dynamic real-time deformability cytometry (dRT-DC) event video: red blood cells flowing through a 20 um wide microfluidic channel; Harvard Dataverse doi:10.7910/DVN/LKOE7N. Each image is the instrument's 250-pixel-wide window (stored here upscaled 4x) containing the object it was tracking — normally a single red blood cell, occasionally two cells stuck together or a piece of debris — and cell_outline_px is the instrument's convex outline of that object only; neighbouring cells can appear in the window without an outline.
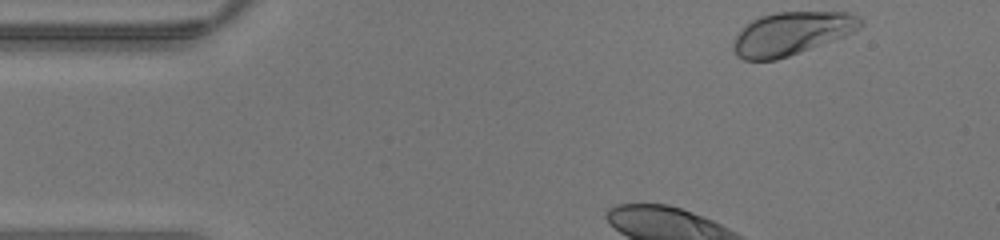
{"species": "human", "species_latin": "Homo sapiens", "temperature_condition": "warm", "stored_images_in_passage": 28, "camera_frame_rate_fps": 3000, "um_per_image_px": 0.085, "donor": {"sex": "male"}, "frame": {"image": 1, "passage_image": 1, "time_ms": 0.0, "image_size_px": [1000, 240], "cell_outline_px": [[864, 24], [860, 28], [844, 36], [788, 56], [776, 60], [744, 60], [736, 56], [736, 36], [752, 20], [760, 16], [776, 12], [848, 12], [864, 20]], "centroid_in_image_um": [67.33, 2.83], "position_along_channel_um": 17.7, "area_um2": 31.33}}
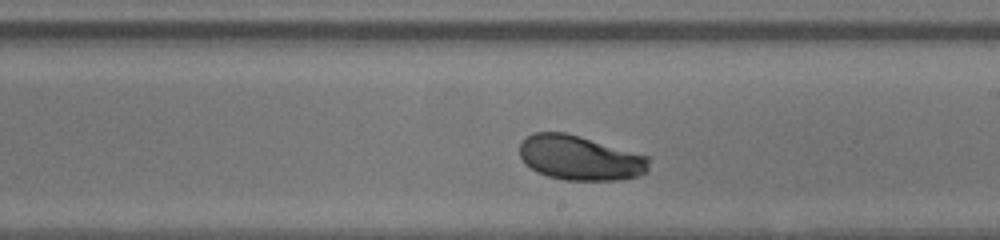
{"frame": {"image": 2, "passage_image": 18, "time_ms": 5.667, "image_size_px": [1000, 240], "cell_outline_px": [[648, 168], [640, 176], [616, 180], [564, 180], [548, 176], [536, 172], [524, 164], [520, 156], [520, 144], [528, 136], [536, 132], [564, 132], [580, 136], [648, 156]], "centroid_in_image_um": [49.26, 13.43], "position_along_channel_um": 239.7, "area_um2": 33.52}}
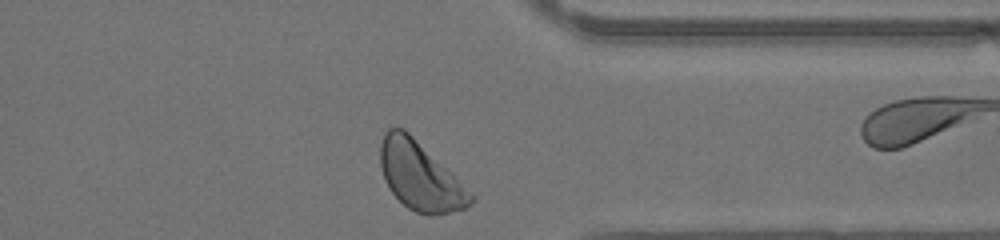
{"frame": {"image": 3, "passage_image": 27, "time_ms": 8.667, "image_size_px": [1000, 240], "cell_outline_px": [[476, 200], [472, 204], [464, 208], [432, 216], [416, 212], [408, 208], [388, 188], [384, 180], [380, 164], [380, 144], [384, 132], [388, 128], [396, 124], [404, 128], [452, 172], [476, 196]], "centroid_in_image_um": [35.71, 14.94], "position_along_channel_um": 375.7, "area_um2": 36.3}}